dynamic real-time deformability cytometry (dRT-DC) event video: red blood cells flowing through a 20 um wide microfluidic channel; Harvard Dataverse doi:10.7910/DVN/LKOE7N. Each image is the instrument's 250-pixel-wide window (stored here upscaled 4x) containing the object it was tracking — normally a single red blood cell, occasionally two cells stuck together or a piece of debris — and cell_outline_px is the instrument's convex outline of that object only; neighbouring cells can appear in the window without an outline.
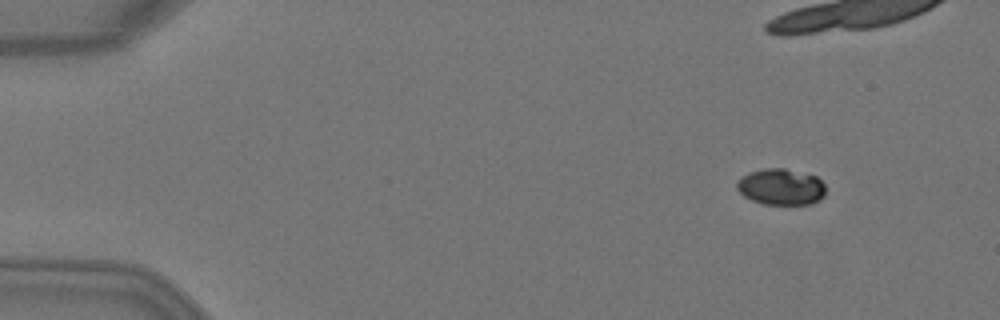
{"species": "Egyptian fruit bat (a non-hibernating species)", "species_latin": "Rousettus aegyptiacus", "temperature_condition": "warm", "stored_images_in_passage": 5, "camera_frame_rate_fps": 3000, "um_per_image_px": 0.085, "animal": {"sex": "female"}, "frame": {"image": 1, "passage_image": 2, "time_ms": 0.333, "image_size_px": [1000, 320], "cell_outline_px": [[824, 196], [820, 200], [812, 204], [760, 204], [744, 196], [736, 188], [736, 184], [744, 176], [752, 172], [764, 168], [784, 168], [816, 176], [824, 184]], "centroid_in_image_um": [66.4, 15.9], "position_along_channel_um": 18.6, "area_um2": 18.61}}